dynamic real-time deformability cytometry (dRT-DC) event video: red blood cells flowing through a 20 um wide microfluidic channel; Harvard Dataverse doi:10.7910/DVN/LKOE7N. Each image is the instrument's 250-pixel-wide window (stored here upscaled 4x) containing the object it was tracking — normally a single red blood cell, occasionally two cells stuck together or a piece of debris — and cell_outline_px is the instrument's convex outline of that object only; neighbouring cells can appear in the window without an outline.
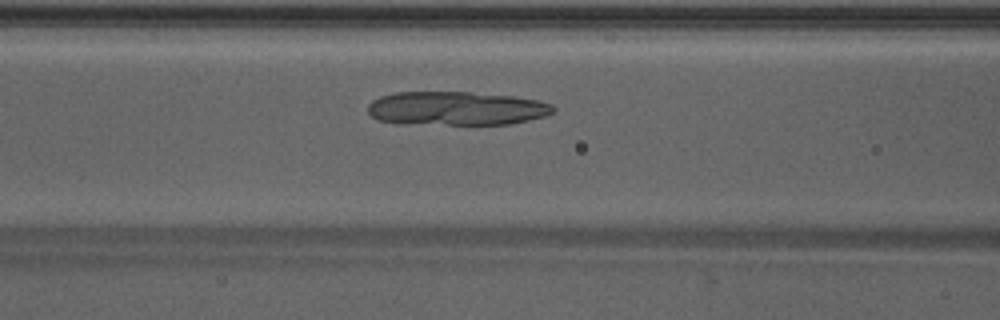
{"species": "Egyptian fruit bat (a non-hibernating species)", "species_latin": "Rousettus aegyptiacus", "temperature_condition": "warm", "stored_images_in_passage": 35, "camera_frame_rate_fps": 3000, "um_per_image_px": 0.085, "animal": {"sex": "male"}, "frame": {"image": 1, "passage_image": 7, "time_ms": 2.0, "image_size_px": [1000, 320], "cell_outline_px": [[556, 112], [544, 116], [528, 120], [508, 124], [400, 124], [376, 120], [368, 112], [368, 104], [372, 100], [380, 96], [396, 92], [468, 92], [512, 96], [536, 100], [552, 104], [556, 108]], "centroid_in_image_um": [38.75, 9.22], "position_along_channel_um": 127.8, "area_um2": 36.7}}
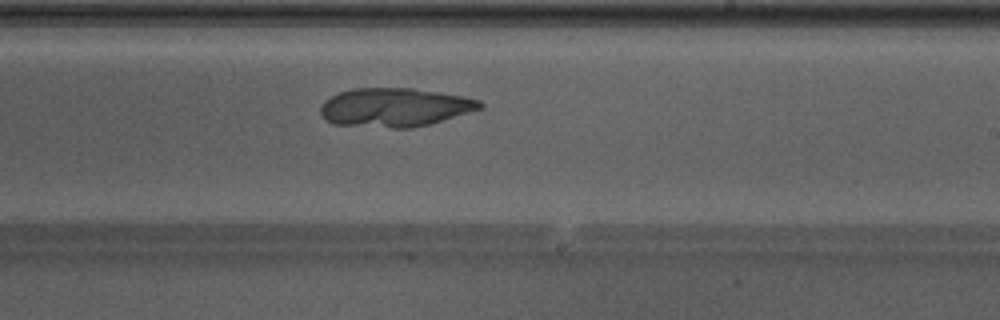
{"frame": {"image": 2, "passage_image": 16, "time_ms": 5.0, "image_size_px": [1000, 320], "cell_outline_px": [[484, 108], [428, 124], [412, 128], [392, 128], [332, 124], [320, 112], [320, 108], [324, 100], [340, 92], [352, 88], [412, 88], [464, 96], [480, 100], [484, 104]], "centroid_in_image_um": [33.57, 9.12], "position_along_channel_um": 255.4, "area_um2": 35.95}}
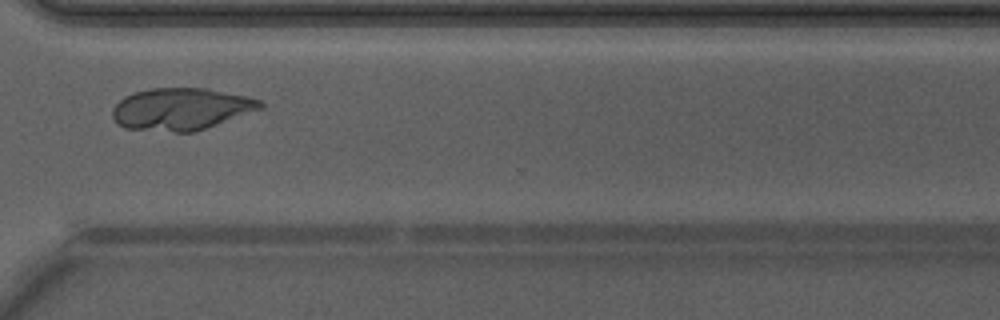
{"frame": {"image": 3, "passage_image": 23, "time_ms": 7.333, "image_size_px": [1000, 320], "cell_outline_px": [[264, 108], [192, 132], [176, 132], [124, 128], [116, 124], [112, 116], [112, 108], [124, 96], [136, 92], [152, 88], [208, 88], [244, 96], [260, 100], [264, 104]], "centroid_in_image_um": [15.36, 9.26], "position_along_channel_um": 355.2, "area_um2": 36.07}}